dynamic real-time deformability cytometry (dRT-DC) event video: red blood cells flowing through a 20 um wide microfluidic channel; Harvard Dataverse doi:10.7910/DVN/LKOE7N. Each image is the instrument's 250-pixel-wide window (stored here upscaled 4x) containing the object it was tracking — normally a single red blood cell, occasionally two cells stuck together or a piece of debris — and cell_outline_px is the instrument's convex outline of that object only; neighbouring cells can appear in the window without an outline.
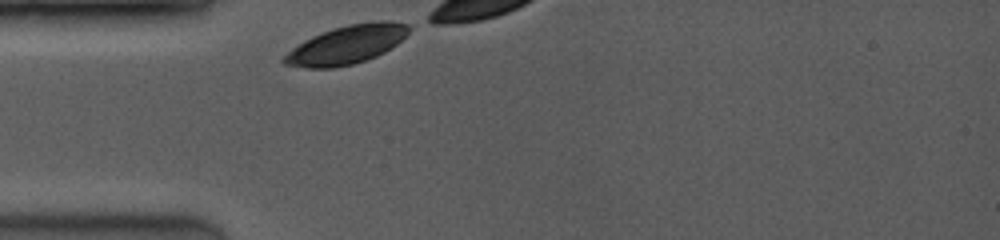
{"species": "common noctule bat (a hibernating species)", "species_latin": "Nyctalus noctula", "temperature_condition": "room temperature", "stored_images_in_passage": 4, "camera_frame_rate_fps": 3500, "um_per_image_px": 0.085, "animal": {"sex": "female", "body_mass_g": 19.0, "forearm_length_mm": 53.3}, "frame": {"image": 1, "passage_image": 1, "time_ms": 0.0, "image_size_px": [1000, 240], "cell_outline_px": [[412, 28], [396, 44], [384, 52], [376, 56], [352, 64], [332, 68], [308, 68], [284, 64], [280, 60], [280, 56], [304, 40], [312, 36], [348, 24], [380, 20], [392, 20], [412, 24]], "centroid_in_image_um": [29.46, 3.79], "position_along_channel_um": 55.5, "area_um2": 28.09}}